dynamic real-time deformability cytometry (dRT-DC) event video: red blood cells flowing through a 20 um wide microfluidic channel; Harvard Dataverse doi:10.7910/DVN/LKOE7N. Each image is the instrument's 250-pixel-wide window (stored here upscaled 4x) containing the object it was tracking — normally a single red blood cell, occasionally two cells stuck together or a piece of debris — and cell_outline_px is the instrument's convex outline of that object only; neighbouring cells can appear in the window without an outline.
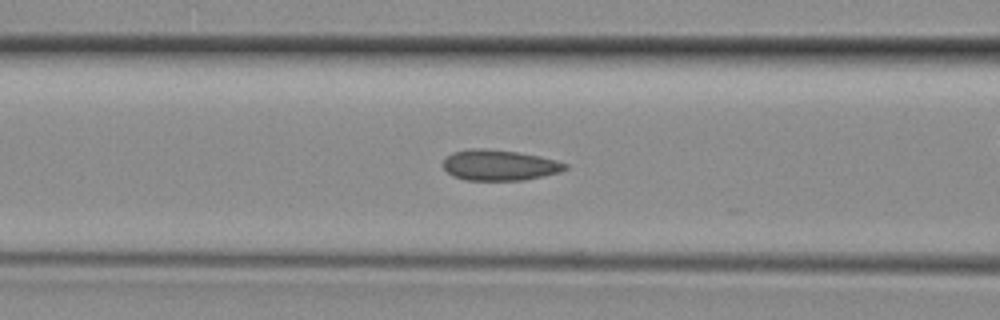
{"species": "common noctule bat (a hibernating species)", "species_latin": "Nyctalus noctula", "temperature_condition": "room temperature", "stored_images_in_passage": 20, "camera_frame_rate_fps": 3000, "um_per_image_px": 0.085, "animal": {"sex": "female", "body_mass_g": 29.2, "forearm_length_mm": 56.3}, "frame": {"image": 1, "passage_image": 14, "time_ms": 4.333, "image_size_px": [1000, 320], "cell_outline_px": [[568, 168], [560, 172], [524, 180], [464, 180], [452, 176], [444, 168], [444, 156], [452, 152], [468, 148], [484, 148], [516, 152], [540, 156], [556, 160], [568, 164]], "centroid_in_image_um": [42.42, 14.03], "position_along_channel_um": 124.2, "area_um2": 21.96}}
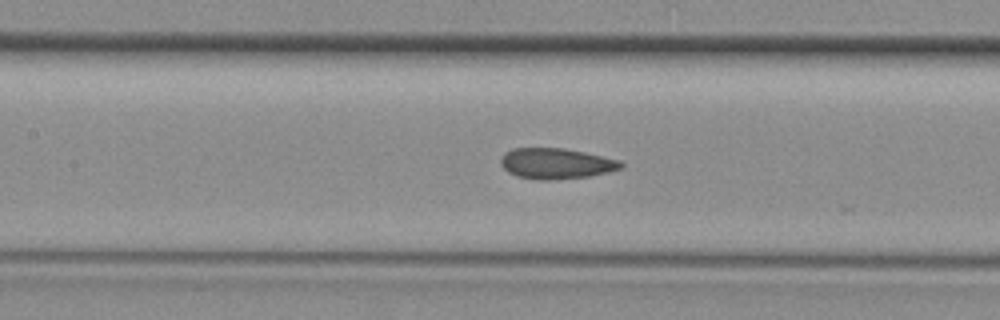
{"frame": {"image": 2, "passage_image": 16, "time_ms": 5.0, "image_size_px": [1000, 320], "cell_outline_px": [[624, 164], [620, 168], [608, 172], [588, 176], [548, 180], [540, 180], [516, 176], [508, 172], [500, 164], [500, 156], [504, 152], [512, 148], [564, 148], [584, 152], [620, 160]], "centroid_in_image_um": [47.22, 13.89], "position_along_channel_um": 160.2, "area_um2": 21.5}}
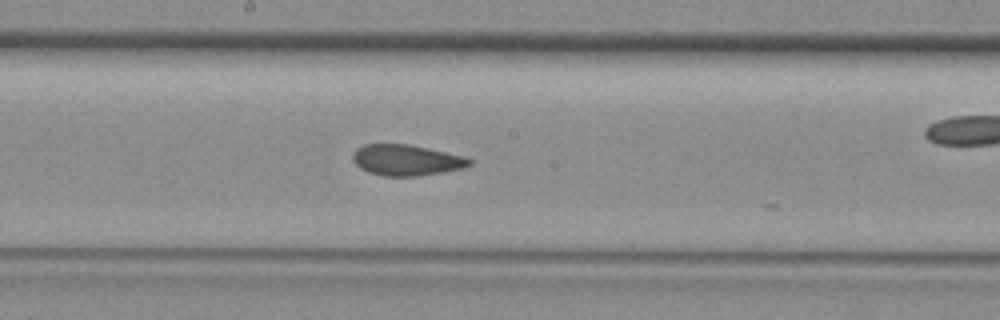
{"frame": {"image": 3, "passage_image": 19, "time_ms": 6.0, "image_size_px": [1000, 320], "cell_outline_px": [[472, 164], [464, 168], [444, 172], [416, 176], [384, 176], [368, 172], [360, 168], [356, 164], [352, 156], [356, 148], [364, 144], [408, 144], [428, 148], [464, 156], [472, 160]], "centroid_in_image_um": [34.55, 13.61], "position_along_channel_um": 213.6, "area_um2": 21.04}}